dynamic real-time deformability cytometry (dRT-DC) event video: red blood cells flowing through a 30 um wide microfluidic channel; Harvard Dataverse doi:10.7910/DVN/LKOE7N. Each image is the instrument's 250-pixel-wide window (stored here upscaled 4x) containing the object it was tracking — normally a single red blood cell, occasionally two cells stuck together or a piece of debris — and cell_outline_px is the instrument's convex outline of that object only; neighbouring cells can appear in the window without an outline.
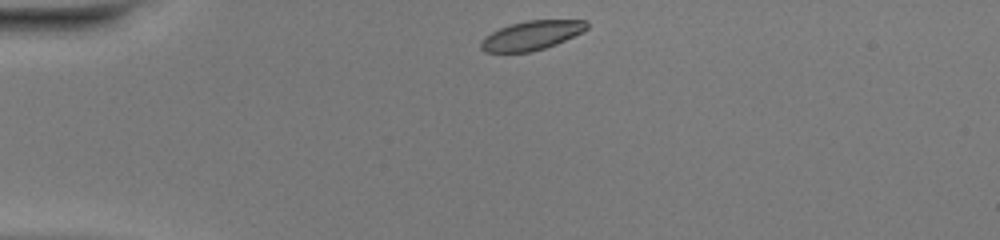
{"species": "common noctule bat (a hibernating species)", "species_latin": "Nyctalus noctula", "temperature_condition": "warm", "stored_images_in_passage": 39, "camera_frame_rate_fps": 3000, "um_per_image_px": 0.085, "animal": {"sex": "female", "body_mass_g": 20.0, "forearm_length_mm": 54.0}, "frame": {"image": 1, "passage_image": 1, "time_ms": 0.0, "image_size_px": [1000, 240], "cell_outline_px": [[588, 28], [556, 44], [532, 52], [484, 52], [480, 48], [480, 40], [484, 36], [500, 28], [512, 24], [528, 20], [588, 20]], "centroid_in_image_um": [45.14, 3.01], "position_along_channel_um": 39.9, "area_um2": 17.86}}
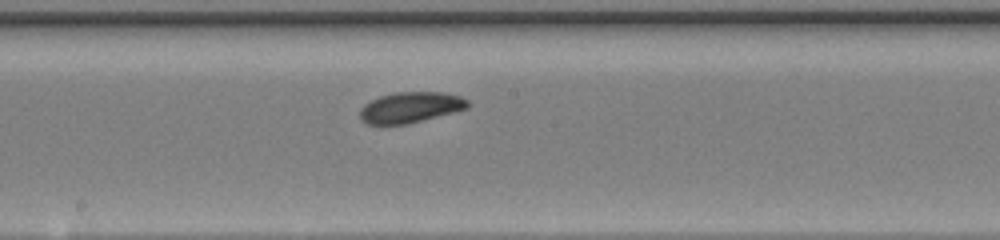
{"frame": {"image": 2, "passage_image": 17, "time_ms": 5.333, "image_size_px": [1000, 240], "cell_outline_px": [[468, 108], [408, 124], [368, 124], [360, 120], [360, 108], [364, 104], [380, 96], [396, 92], [440, 92], [460, 96], [468, 100]], "centroid_in_image_um": [34.87, 9.13], "position_along_channel_um": 213.3, "area_um2": 19.19}}
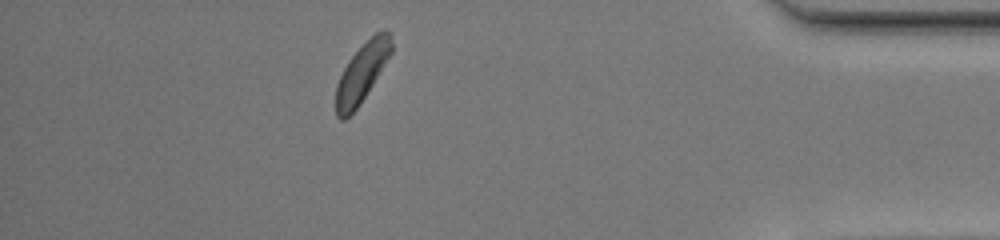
{"frame": {"image": 3, "passage_image": 34, "time_ms": 11.0, "image_size_px": [1000, 240], "cell_outline_px": [[392, 52], [360, 104], [344, 120], [340, 120], [336, 116], [336, 84], [348, 60], [376, 32], [388, 32], [392, 36]], "centroid_in_image_um": [30.74, 6.21], "position_along_channel_um": 404.5, "area_um2": 18.55}, "authors_computed_cell_mechanics": {"area_um2": 19.1896, "velocity_mm_per_s": 4.0723, "shape_relaxation_time_tau1_ms": 3.1364, "shape_relaxation_time_tau2_ms": null, "deformation_change_tau1": 0.1007, "deformation_change_tau2": null}}